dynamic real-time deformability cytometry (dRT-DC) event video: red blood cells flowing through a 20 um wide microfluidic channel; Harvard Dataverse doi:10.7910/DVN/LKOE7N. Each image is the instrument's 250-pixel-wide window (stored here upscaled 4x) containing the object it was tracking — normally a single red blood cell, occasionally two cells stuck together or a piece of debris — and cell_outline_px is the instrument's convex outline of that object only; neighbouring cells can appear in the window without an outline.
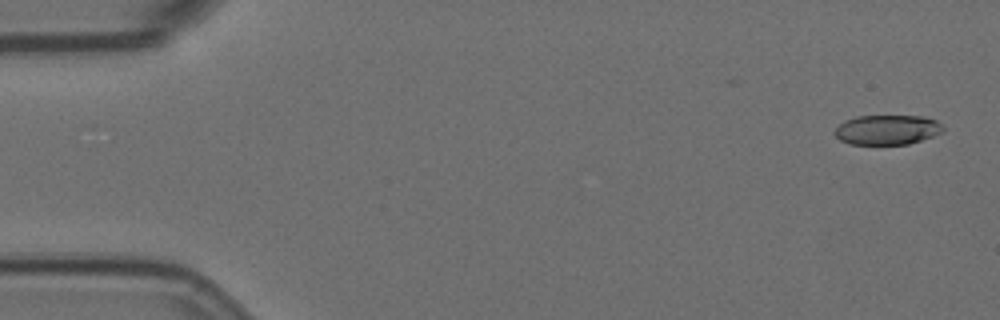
{"species": "Egyptian fruit bat (a non-hibernating species)", "species_latin": "Rousettus aegyptiacus", "temperature_condition": "room temperature", "stored_images_in_passage": 15, "camera_frame_rate_fps": 3000, "um_per_image_px": 0.085, "animal": {"sex": "female"}, "frame": {"image": 1, "passage_image": 2, "time_ms": 0.333, "image_size_px": [1000, 320], "cell_outline_px": [[944, 132], [908, 144], [848, 144], [840, 140], [832, 132], [844, 120], [856, 116], [920, 116], [936, 120], [944, 128]], "centroid_in_image_um": [75.38, 11.03], "position_along_channel_um": 9.6, "area_um2": 18.79}}